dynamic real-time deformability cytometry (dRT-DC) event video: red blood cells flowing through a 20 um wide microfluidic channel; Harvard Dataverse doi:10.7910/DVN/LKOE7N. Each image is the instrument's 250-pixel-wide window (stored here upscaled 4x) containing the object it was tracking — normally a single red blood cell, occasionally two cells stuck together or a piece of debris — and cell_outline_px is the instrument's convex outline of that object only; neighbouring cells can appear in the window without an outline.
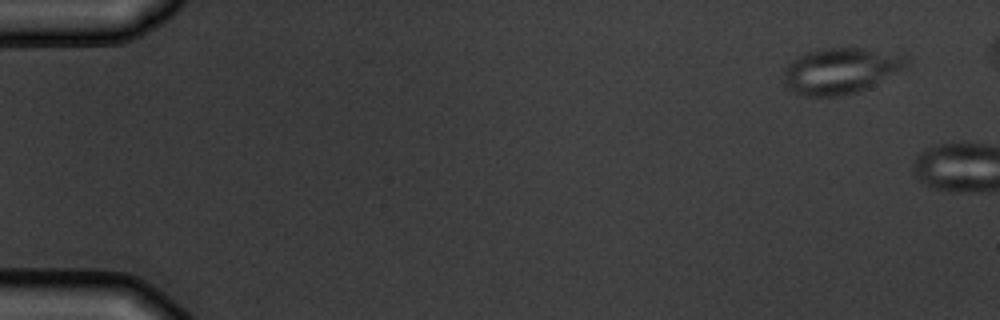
{"species": "common noctule bat (a hibernating species)", "species_latin": "Nyctalus noctula", "temperature_condition": "warm", "stored_images_in_passage": 2, "camera_frame_rate_fps": 3000, "um_per_image_px": 0.085, "animal": {"sex": "male", "body_mass_g": 19.5, "forearm_length_mm": 54.6}, "frame": {"image": 1, "passage_image": 1, "time_ms": 0.0, "image_size_px": [1000, 320], "cell_outline_px": [[912, 60], [908, 68], [868, 88], [844, 96], [804, 96], [792, 92], [788, 88], [784, 80], [784, 68], [792, 60], [808, 52], [824, 48], [864, 48], [908, 56]], "centroid_in_image_um": [71.52, 6.02], "position_along_channel_um": 13.5, "area_um2": 33.23}}